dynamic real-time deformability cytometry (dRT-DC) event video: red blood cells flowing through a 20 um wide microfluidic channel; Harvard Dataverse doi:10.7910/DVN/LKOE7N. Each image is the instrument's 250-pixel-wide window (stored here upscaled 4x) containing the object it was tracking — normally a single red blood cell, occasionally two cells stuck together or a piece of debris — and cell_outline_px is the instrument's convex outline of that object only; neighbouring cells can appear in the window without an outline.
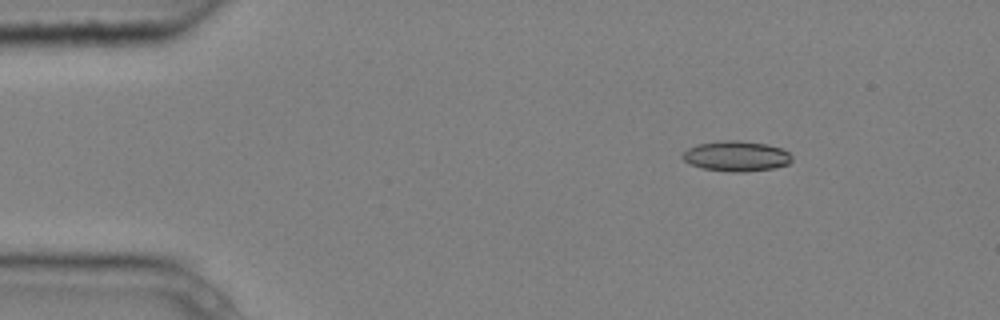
{"species": "common noctule bat (a hibernating species)", "species_latin": "Nyctalus noctula", "temperature_condition": "cold", "stored_images_in_passage": 7, "camera_frame_rate_fps": 3000, "um_per_image_px": 0.085, "animal": {"sex": "male", "body_mass_g": 20.4}, "frame": {"image": 1, "passage_image": 1, "time_ms": 0.0, "image_size_px": [1000, 320], "cell_outline_px": [[792, 160], [788, 164], [772, 168], [744, 172], [732, 172], [704, 168], [688, 164], [680, 156], [688, 148], [696, 144], [724, 140], [736, 140], [768, 144], [780, 148], [788, 152], [792, 156]], "centroid_in_image_um": [62.56, 13.26], "position_along_channel_um": 22.4, "area_um2": 19.31}}
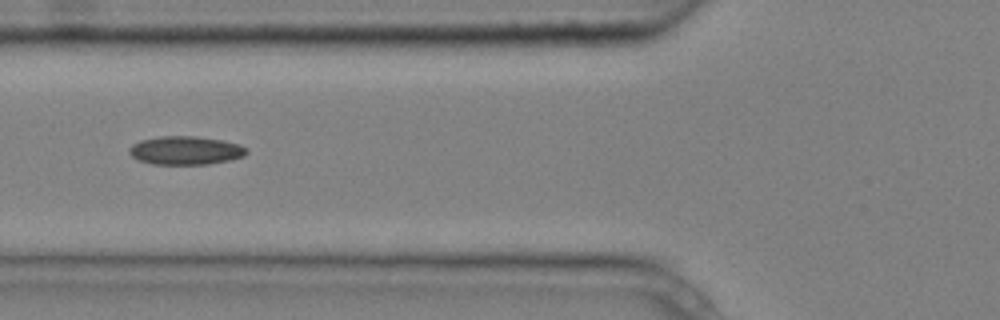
{"frame": {"image": 2, "passage_image": 5, "time_ms": 1.333, "image_size_px": [1000, 320], "cell_outline_px": [[248, 152], [244, 156], [232, 160], [208, 164], [152, 164], [136, 160], [128, 152], [128, 148], [132, 144], [140, 140], [160, 136], [196, 136], [220, 140], [240, 144], [248, 148]], "centroid_in_image_um": [15.76, 12.79], "position_along_channel_um": 110.0, "area_um2": 19.71}}
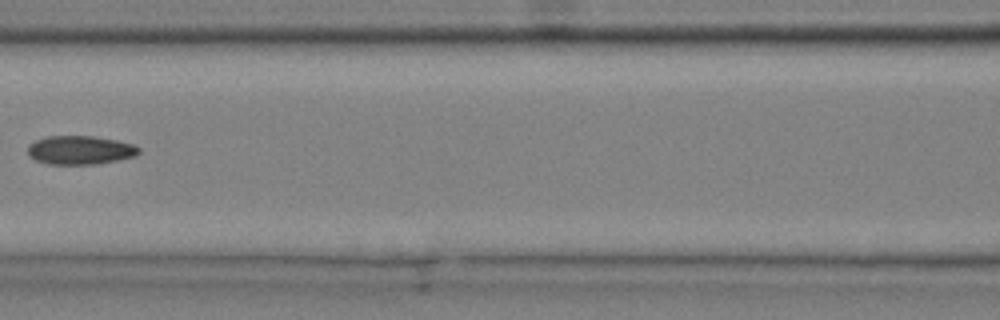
{"frame": {"image": 3, "passage_image": 6, "time_ms": 1.667, "image_size_px": [1000, 320], "cell_outline_px": [[140, 152], [136, 156], [96, 164], [48, 164], [36, 160], [28, 156], [28, 144], [36, 140], [48, 136], [92, 136], [116, 140], [132, 144], [140, 148]], "centroid_in_image_um": [6.79, 12.76], "position_along_channel_um": 159.8, "area_um2": 18.55}}